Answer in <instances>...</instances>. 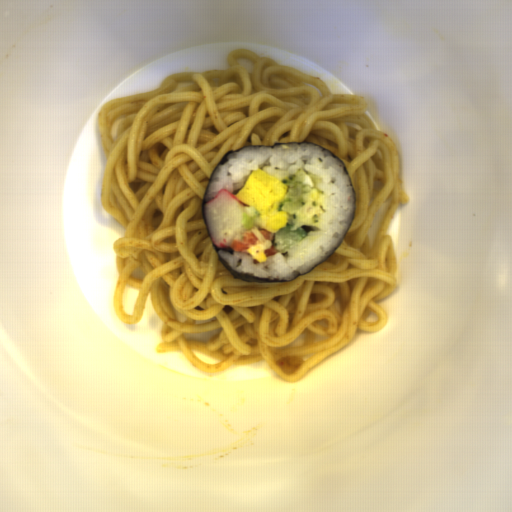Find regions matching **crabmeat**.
Instances as JSON below:
<instances>
[{
  "instance_id": "1",
  "label": "crabmeat",
  "mask_w": 512,
  "mask_h": 512,
  "mask_svg": "<svg viewBox=\"0 0 512 512\" xmlns=\"http://www.w3.org/2000/svg\"><path fill=\"white\" fill-rule=\"evenodd\" d=\"M245 205L224 188L204 203L205 220L215 247L230 248L239 231Z\"/></svg>"
}]
</instances>
